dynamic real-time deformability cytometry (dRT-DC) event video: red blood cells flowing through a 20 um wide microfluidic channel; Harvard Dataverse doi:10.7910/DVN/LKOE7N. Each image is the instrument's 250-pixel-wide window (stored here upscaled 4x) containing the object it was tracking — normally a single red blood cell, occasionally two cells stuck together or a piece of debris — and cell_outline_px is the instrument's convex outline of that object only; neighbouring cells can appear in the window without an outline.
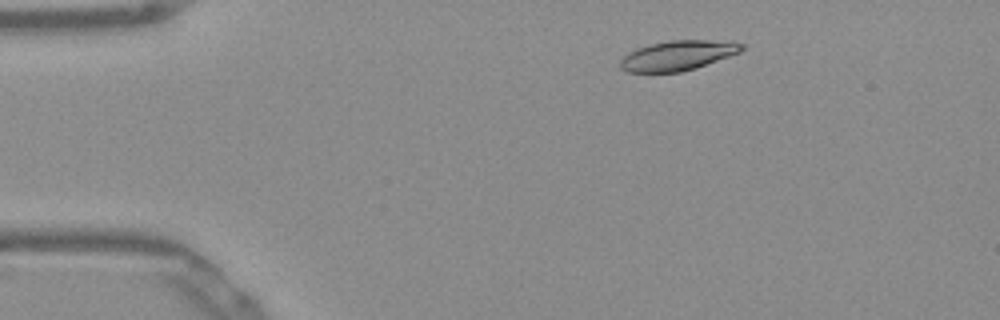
{"species": "Egyptian fruit bat (a non-hibernating species)", "species_latin": "Rousettus aegyptiacus", "temperature_condition": "warm", "stored_images_in_passage": 48, "camera_frame_rate_fps": 3000, "um_per_image_px": 0.085, "frame": {"image": 1, "passage_image": 5, "time_ms": 1.333, "image_size_px": [1000, 320], "cell_outline_px": [[744, 48], [740, 52], [696, 68], [680, 72], [628, 72], [620, 68], [620, 60], [628, 52], [636, 48], [668, 40], [732, 40], [744, 44]], "centroid_in_image_um": [57.64, 4.7], "position_along_channel_um": 27.4, "area_um2": 21.27}}
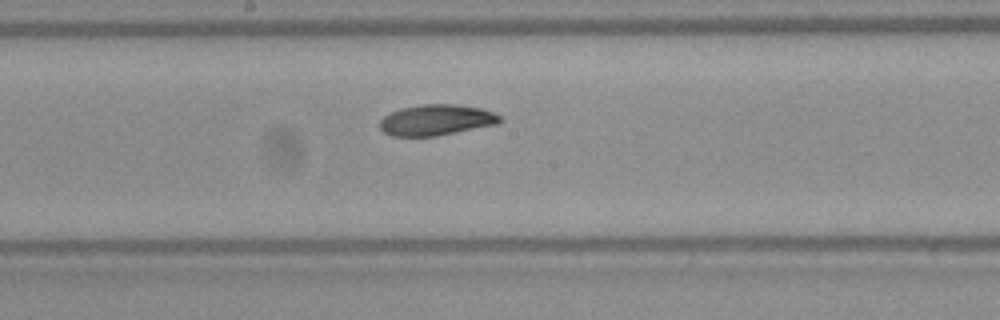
{"frame": {"image": 2, "passage_image": 24, "time_ms": 7.667, "image_size_px": [1000, 320], "cell_outline_px": [[500, 120], [496, 124], [436, 136], [392, 136], [384, 132], [380, 128], [380, 120], [384, 116], [400, 108], [420, 104], [456, 104], [480, 108], [492, 112], [500, 116]], "centroid_in_image_um": [37.04, 10.19], "position_along_channel_um": 211.2, "area_um2": 21.39}}
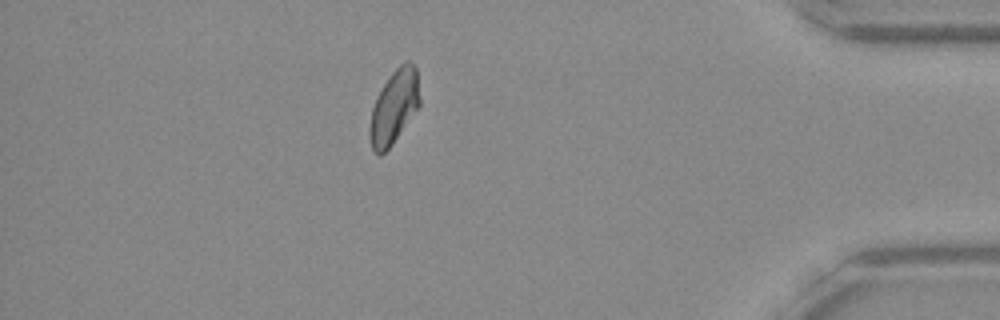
{"frame": {"image": 3, "passage_image": 42, "time_ms": 13.667, "image_size_px": [1000, 320], "cell_outline_px": [[420, 104], [392, 144], [380, 156], [376, 156], [372, 148], [368, 132], [372, 108], [384, 84], [392, 72], [404, 60], [408, 60], [416, 68], [420, 100]], "centroid_in_image_um": [33.48, 9.1], "position_along_channel_um": 401.7, "area_um2": 21.15}, "authors_computed_cell_mechanics": {"area_um2": 21.7039, "velocity_mm_per_s": 3.876, "shape_relaxation_time_tau1_ms": 7.3431, "shape_relaxation_time_tau2_ms": 3.5174, "deformation_change_tau1": 0.1729, "deformation_change_tau2": 0.0779}}